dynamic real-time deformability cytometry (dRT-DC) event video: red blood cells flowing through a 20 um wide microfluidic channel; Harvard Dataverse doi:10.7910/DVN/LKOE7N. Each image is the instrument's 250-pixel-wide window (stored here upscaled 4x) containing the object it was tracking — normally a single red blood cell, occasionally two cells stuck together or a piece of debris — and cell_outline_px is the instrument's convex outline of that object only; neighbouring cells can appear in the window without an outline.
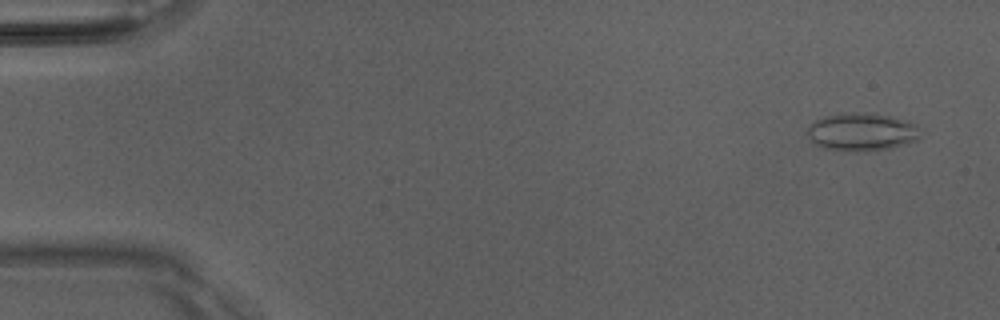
{"species": "Egyptian fruit bat (a non-hibernating species)", "species_latin": "Rousettus aegyptiacus", "temperature_condition": "room temperature", "stored_images_in_passage": 51, "camera_frame_rate_fps": 3000, "um_per_image_px": 0.085, "animal": {"sex": "male"}, "frame": {"image": 1, "passage_image": 3, "time_ms": 0.667, "image_size_px": [1000, 320], "cell_outline_px": [[928, 132], [916, 140], [892, 148], [864, 152], [824, 148], [816, 144], [808, 136], [808, 128], [816, 120], [824, 116], [848, 112], [864, 112], [892, 116], [916, 124]], "centroid_in_image_um": [73.36, 11.21], "position_along_channel_um": 11.6, "area_um2": 25.32}}
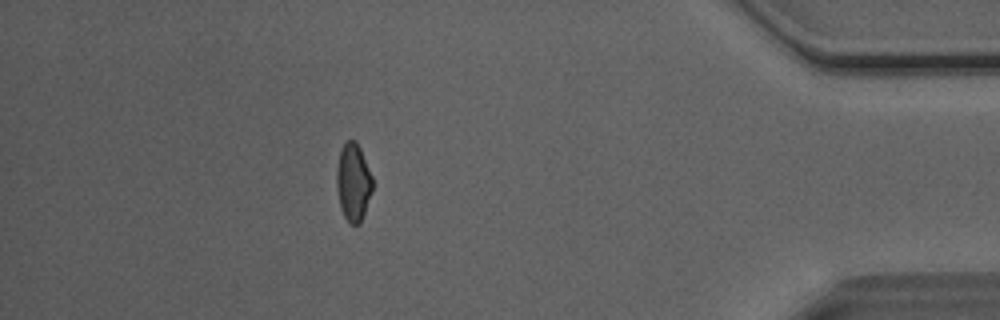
{"frame": {"image": 2, "passage_image": 45, "time_ms": 14.667, "image_size_px": [1000, 320], "cell_outline_px": [[372, 188], [360, 224], [352, 224], [344, 216], [340, 208], [336, 188], [336, 168], [340, 148], [348, 140], [356, 140], [360, 148], [372, 176]], "centroid_in_image_um": [29.99, 15.45], "position_along_channel_um": 405.2, "area_um2": 16.18}, "authors_computed_cell_mechanics": {"area_um2": 17.5712, "velocity_mm_per_s": 4.0825, "shape_relaxation_time_tau1_ms": 6.7101, "shape_relaxation_time_tau2_ms": 1.9041, "deformation_change_tau1": 0.112, "deformation_change_tau2": 0.0489}}